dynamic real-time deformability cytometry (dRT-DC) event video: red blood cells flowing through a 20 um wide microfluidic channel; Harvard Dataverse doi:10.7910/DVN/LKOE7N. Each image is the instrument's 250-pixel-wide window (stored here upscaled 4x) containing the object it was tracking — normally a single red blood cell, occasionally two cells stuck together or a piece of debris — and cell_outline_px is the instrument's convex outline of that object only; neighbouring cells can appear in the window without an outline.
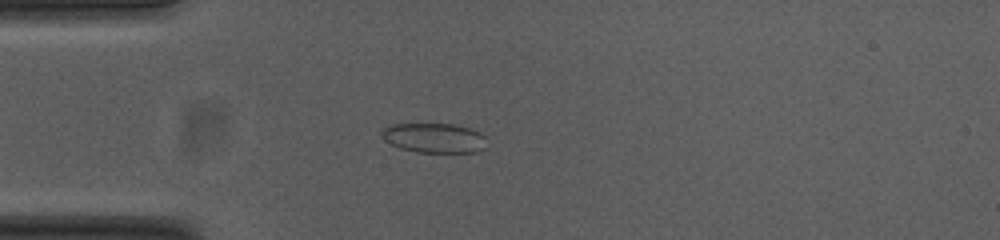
{"species": "common noctule bat (a hibernating species)", "species_latin": "Nyctalus noctula", "temperature_condition": "cold", "stored_images_in_passage": 45, "camera_frame_rate_fps": 3000, "um_per_image_px": 0.085, "animal": {"sex": "female", "body_mass_g": 23.0, "forearm_length_mm": 53.4}, "frame": {"image": 1, "passage_image": 5, "time_ms": 1.333, "image_size_px": [1000, 240], "cell_outline_px": [[484, 148], [476, 152], [416, 152], [400, 148], [384, 140], [380, 136], [380, 132], [384, 128], [392, 124], [452, 124], [468, 128], [480, 132], [484, 136]], "centroid_in_image_um": [36.86, 11.72], "position_along_channel_um": 48.1, "area_um2": 18.03}}
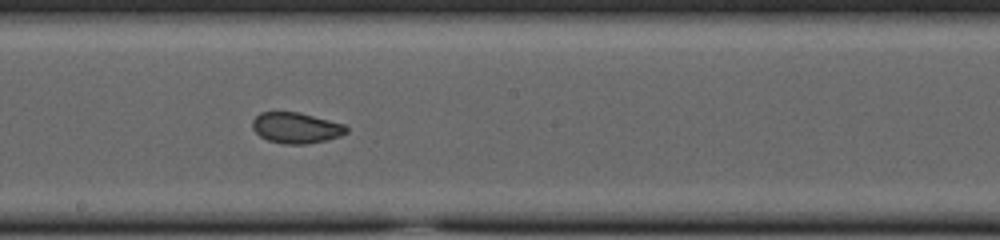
{"frame": {"image": 2, "passage_image": 20, "time_ms": 6.333, "image_size_px": [1000, 240], "cell_outline_px": [[348, 132], [340, 136], [328, 140], [308, 144], [284, 144], [268, 140], [260, 136], [252, 128], [252, 120], [260, 112], [300, 112], [344, 124], [348, 128]], "centroid_in_image_um": [25.18, 10.87], "position_along_channel_um": 223.0, "area_um2": 16.99}}
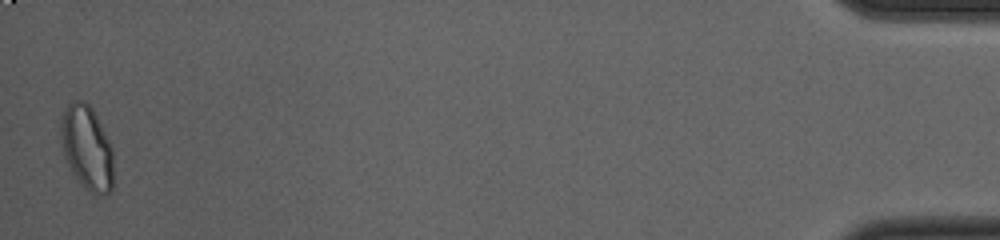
{"frame": {"image": 3, "passage_image": 44, "time_ms": 14.333, "image_size_px": [1000, 240], "cell_outline_px": [[112, 192], [104, 196], [96, 196], [88, 192], [84, 188], [72, 172], [64, 156], [60, 140], [60, 128], [64, 108], [72, 100], [84, 100], [92, 108], [112, 148]], "centroid_in_image_um": [7.37, 12.59], "position_along_channel_um": 427.8, "area_um2": 26.01}, "authors_computed_cell_mechanics": {"area_um2": 17.9758, "velocity_mm_per_s": 3.7521, "shape_relaxation_time_tau1_ms": null, "shape_relaxation_time_tau2_ms": 1.1211, "deformation_change_tau1": null, "deformation_change_tau2": 0.0561}}